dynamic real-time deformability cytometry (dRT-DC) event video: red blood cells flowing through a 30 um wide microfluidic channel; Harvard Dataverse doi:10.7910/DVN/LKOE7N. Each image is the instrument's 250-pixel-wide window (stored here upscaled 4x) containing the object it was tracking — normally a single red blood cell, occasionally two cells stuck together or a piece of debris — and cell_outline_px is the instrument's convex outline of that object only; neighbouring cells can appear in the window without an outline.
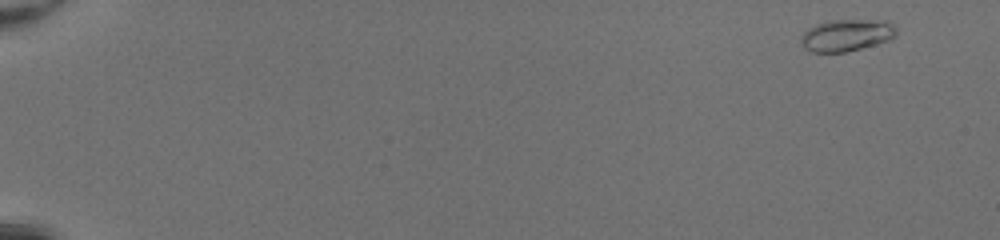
{"species": "common noctule bat (a hibernating species)", "species_latin": "Nyctalus noctula", "temperature_condition": "room temperature", "stored_images_in_passage": 9, "camera_frame_rate_fps": 3000, "um_per_image_px": 0.085, "animal": {"sex": "female", "body_mass_g": 20.0, "forearm_length_mm": 54.0}, "frame": {"image": 1, "passage_image": 2, "time_ms": 0.333, "image_size_px": [1000, 240], "cell_outline_px": [[896, 36], [888, 40], [860, 48], [844, 52], [812, 52], [804, 48], [800, 40], [800, 36], [808, 28], [816, 24], [828, 20], [888, 20], [896, 28]], "centroid_in_image_um": [71.94, 2.98], "position_along_channel_um": 13.1, "area_um2": 17.74}}